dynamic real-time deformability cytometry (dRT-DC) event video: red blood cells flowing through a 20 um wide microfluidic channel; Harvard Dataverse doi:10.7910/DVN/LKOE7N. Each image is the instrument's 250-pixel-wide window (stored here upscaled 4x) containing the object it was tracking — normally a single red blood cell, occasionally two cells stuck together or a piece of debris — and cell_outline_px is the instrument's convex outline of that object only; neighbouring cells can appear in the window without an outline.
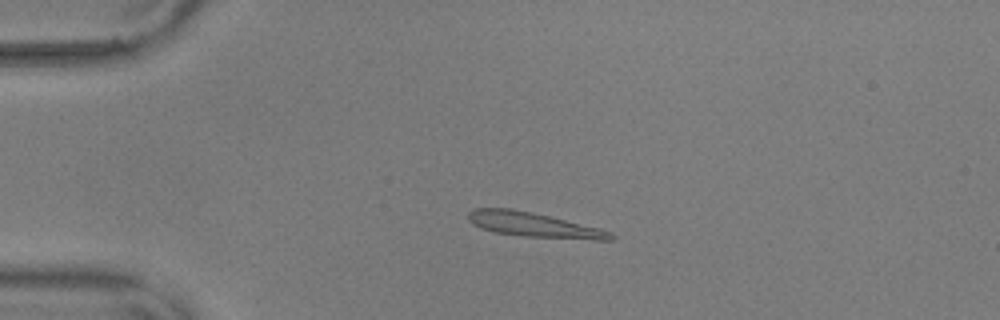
{"species": "common noctule bat (a hibernating species)", "species_latin": "Nyctalus noctula", "temperature_condition": "warm", "stored_images_in_passage": 7, "camera_frame_rate_fps": 3000, "um_per_image_px": 0.085, "animal": {"sex": "male", "body_mass_g": 17.9, "forearm_length_mm": 54.2}, "frame": {"image": 1, "passage_image": 1, "time_ms": 0.0, "image_size_px": [1000, 320], "cell_outline_px": [[616, 240], [592, 240], [528, 236], [496, 232], [480, 228], [472, 224], [468, 220], [468, 212], [476, 208], [512, 208], [532, 212], [600, 228], [612, 232], [616, 236]], "centroid_in_image_um": [45.41, 19.11], "position_along_channel_um": 39.6, "area_um2": 20.46}}